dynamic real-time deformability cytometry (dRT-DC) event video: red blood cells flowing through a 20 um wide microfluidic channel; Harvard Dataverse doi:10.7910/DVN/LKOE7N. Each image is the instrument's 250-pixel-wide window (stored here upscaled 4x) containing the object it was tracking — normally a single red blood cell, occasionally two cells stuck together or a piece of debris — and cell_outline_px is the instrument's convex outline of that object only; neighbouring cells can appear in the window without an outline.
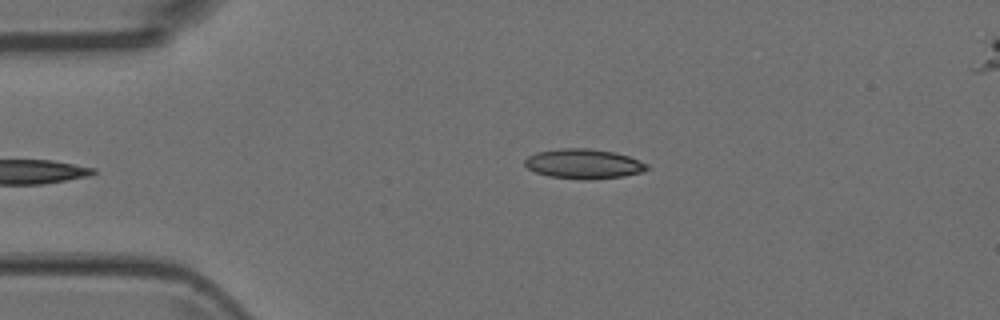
{"species": "Egyptian fruit bat (a non-hibernating species)", "species_latin": "Rousettus aegyptiacus", "temperature_condition": "room temperature", "stored_images_in_passage": 5, "camera_frame_rate_fps": 3000, "um_per_image_px": 0.085, "animal": {"sex": "female"}, "frame": {"image": 1, "passage_image": 5, "time_ms": 1.333, "image_size_px": [1000, 320], "cell_outline_px": [[648, 168], [644, 172], [624, 176], [592, 180], [580, 180], [548, 176], [536, 172], [528, 168], [524, 164], [524, 160], [528, 156], [536, 152], [560, 148], [588, 148], [616, 152], [628, 156], [648, 164]], "centroid_in_image_um": [49.61, 13.93], "position_along_channel_um": 35.4, "area_um2": 21.44}}